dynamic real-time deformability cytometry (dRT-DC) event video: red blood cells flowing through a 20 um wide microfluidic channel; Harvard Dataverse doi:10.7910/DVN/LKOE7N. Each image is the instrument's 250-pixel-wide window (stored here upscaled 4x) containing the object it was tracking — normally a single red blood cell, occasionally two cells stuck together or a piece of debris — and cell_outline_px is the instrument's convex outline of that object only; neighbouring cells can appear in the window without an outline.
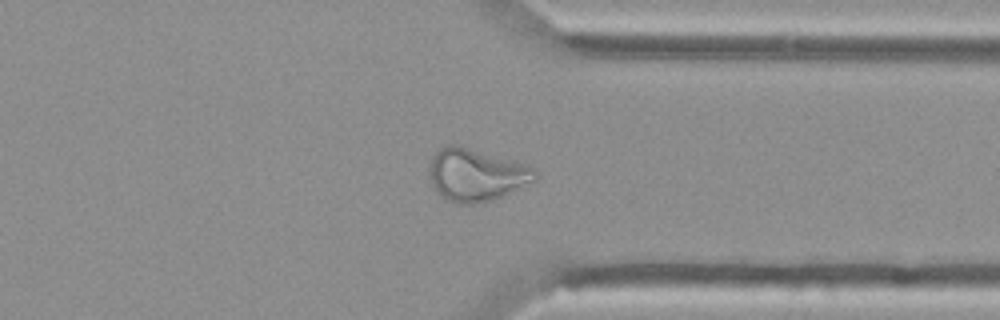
{"species": "Egyptian fruit bat (a non-hibernating species)", "species_latin": "Rousettus aegyptiacus", "temperature_condition": "cold", "stored_images_in_passage": 38, "camera_frame_rate_fps": 3000, "um_per_image_px": 0.085, "animal": {"sex": "female"}, "frame": {"image": 1, "passage_image": 26, "time_ms": 8.333, "image_size_px": [1000, 320], "cell_outline_px": [[536, 180], [492, 200], [472, 204], [456, 204], [440, 196], [432, 188], [432, 156], [440, 148], [448, 144], [452, 144], [524, 164], [536, 168]], "centroid_in_image_um": [40.47, 14.89], "position_along_channel_um": 370.9, "area_um2": 31.5}}
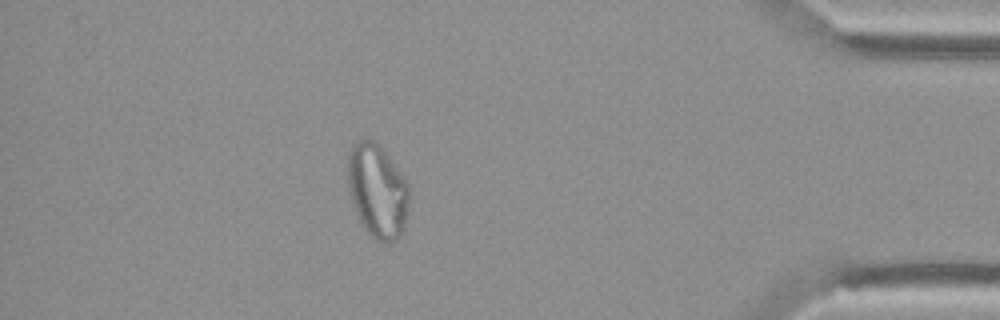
{"frame": {"image": 2, "passage_image": 32, "time_ms": 10.333, "image_size_px": [1000, 320], "cell_outline_px": [[408, 208], [404, 228], [400, 236], [396, 240], [388, 244], [384, 244], [372, 236], [364, 228], [356, 212], [348, 188], [348, 152], [352, 144], [356, 140], [372, 140], [384, 152], [408, 184]], "centroid_in_image_um": [32.06, 16.26], "position_along_channel_um": 403.1, "area_um2": 33.06}, "authors_computed_cell_mechanics": {"area_um2": 28.9289, "velocity_mm_per_s": 3.7115, "shape_relaxation_time_tau1_ms": null, "shape_relaxation_time_tau2_ms": 2.2207, "deformation_change_tau1": null, "deformation_change_tau2": 0.1114}}